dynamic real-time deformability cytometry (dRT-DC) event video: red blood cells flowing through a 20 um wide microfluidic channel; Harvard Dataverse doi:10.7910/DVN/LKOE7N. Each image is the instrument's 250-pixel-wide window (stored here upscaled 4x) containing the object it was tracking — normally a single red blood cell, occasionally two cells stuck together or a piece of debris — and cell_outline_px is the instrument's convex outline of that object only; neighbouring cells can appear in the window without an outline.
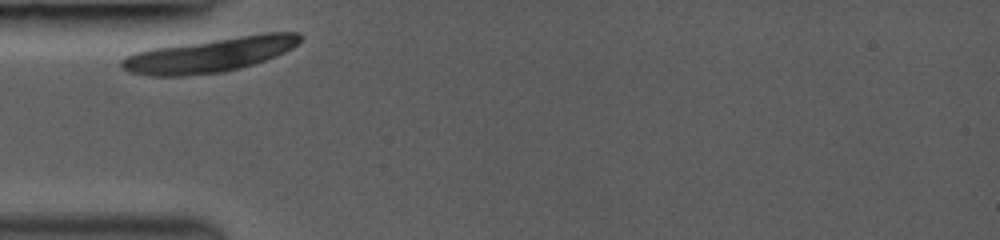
{"species": "common noctule bat (a hibernating species)", "species_latin": "Nyctalus noctula", "temperature_condition": "room temperature", "stored_images_in_passage": 15, "camera_frame_rate_fps": 3000, "um_per_image_px": 0.085, "animal": {"sex": "female", "body_mass_g": 19.0, "forearm_length_mm": 53.3}, "frame": {"image": 1, "passage_image": 1, "time_ms": 0.0, "image_size_px": [1000, 240], "cell_outline_px": [[304, 36], [292, 48], [276, 56], [240, 68], [224, 72], [184, 76], [152, 76], [128, 72], [120, 68], [120, 60], [136, 52], [152, 48], [268, 32], [300, 32]], "centroid_in_image_um": [17.84, 4.67], "position_along_channel_um": 67.2, "area_um2": 35.55}}
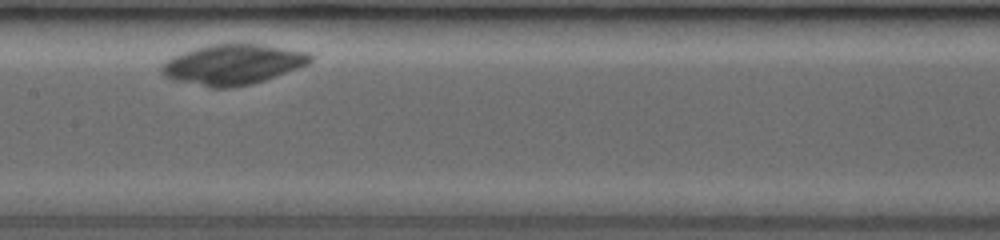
{"frame": {"image": 2, "passage_image": 7, "time_ms": 3.333, "image_size_px": [1000, 240], "cell_outline_px": [[312, 60], [308, 64], [276, 76], [264, 80], [232, 88], [212, 88], [172, 80], [164, 76], [160, 72], [160, 64], [172, 56], [196, 48], [212, 44], [264, 44], [308, 52], [312, 56]], "centroid_in_image_um": [19.75, 5.48], "position_along_channel_um": 187.7, "area_um2": 34.91}}
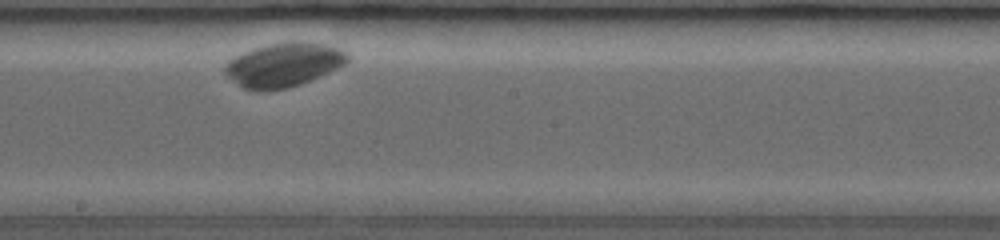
{"frame": {"image": 3, "passage_image": 11, "time_ms": 4.333, "image_size_px": [1000, 240], "cell_outline_px": [[348, 60], [344, 64], [320, 76], [300, 84], [288, 88], [256, 92], [244, 88], [228, 76], [224, 72], [224, 64], [228, 60], [252, 48], [268, 44], [300, 40], [304, 40], [328, 44], [348, 52]], "centroid_in_image_um": [24.11, 5.49], "position_along_channel_um": 224.1, "area_um2": 31.62}}